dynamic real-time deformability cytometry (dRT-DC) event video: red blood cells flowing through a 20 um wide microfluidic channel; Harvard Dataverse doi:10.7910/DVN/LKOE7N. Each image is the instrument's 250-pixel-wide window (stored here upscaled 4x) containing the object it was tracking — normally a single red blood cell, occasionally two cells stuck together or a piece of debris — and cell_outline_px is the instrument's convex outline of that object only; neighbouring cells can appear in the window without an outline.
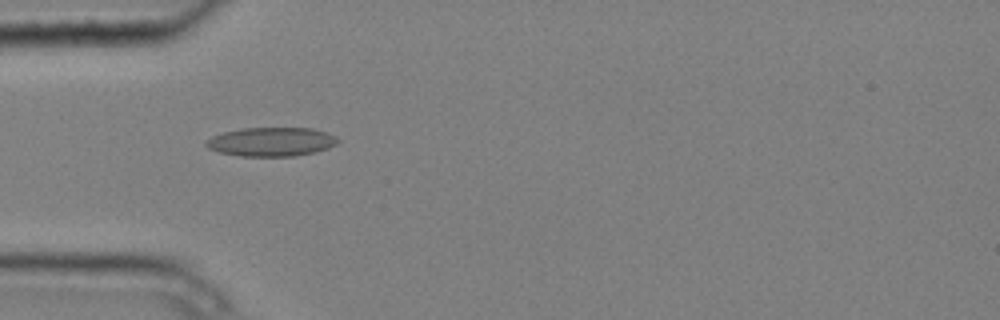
{"species": "common noctule bat (a hibernating species)", "species_latin": "Nyctalus noctula", "temperature_condition": "cold", "stored_images_in_passage": 5, "camera_frame_rate_fps": 3000, "um_per_image_px": 0.085, "animal": {"sex": "male", "body_mass_g": 20.4}, "frame": {"image": 1, "passage_image": 4, "time_ms": 1.0, "image_size_px": [1000, 320], "cell_outline_px": [[340, 140], [336, 144], [328, 148], [316, 152], [292, 156], [240, 156], [220, 152], [208, 148], [204, 144], [212, 136], [224, 132], [244, 128], [312, 128], [336, 136]], "centroid_in_image_um": [23.08, 12.05], "position_along_channel_um": 61.9, "area_um2": 22.08}}
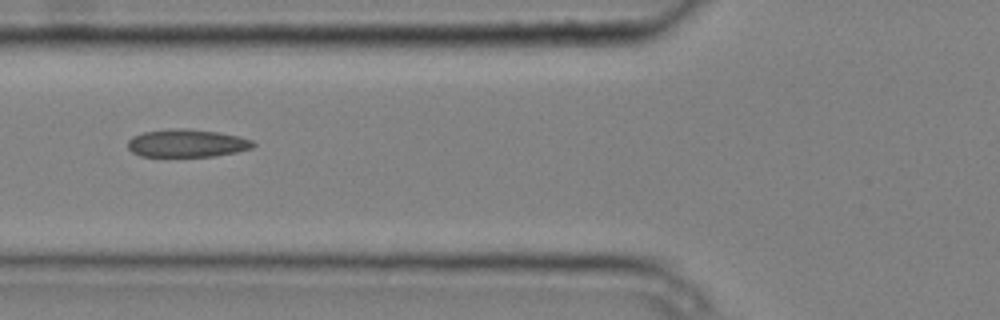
{"frame": {"image": 2, "passage_image": 5, "time_ms": 1.333, "image_size_px": [1000, 320], "cell_outline_px": [[256, 144], [252, 148], [236, 152], [216, 156], [140, 156], [132, 152], [128, 148], [128, 140], [132, 136], [144, 132], [168, 128], [184, 128], [216, 132], [240, 136], [252, 140]], "centroid_in_image_um": [15.88, 12.17], "position_along_channel_um": 109.9, "area_um2": 20.4}}